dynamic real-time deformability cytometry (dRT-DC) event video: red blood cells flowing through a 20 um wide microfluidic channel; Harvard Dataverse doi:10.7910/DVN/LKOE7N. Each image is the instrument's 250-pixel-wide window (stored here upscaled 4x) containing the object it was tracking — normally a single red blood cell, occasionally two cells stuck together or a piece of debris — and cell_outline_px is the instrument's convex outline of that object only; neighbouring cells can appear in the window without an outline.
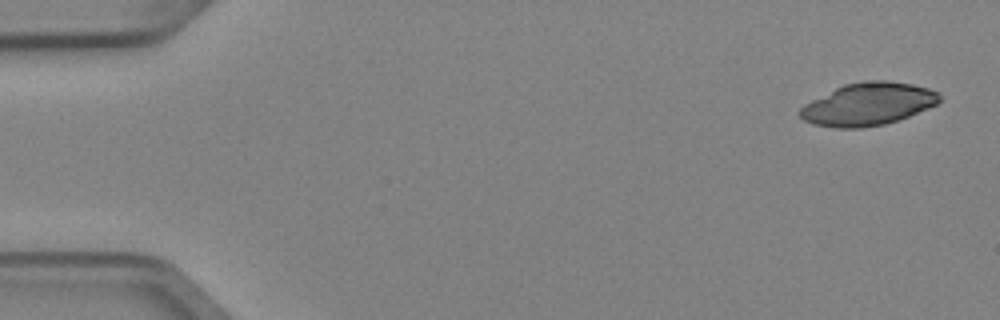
{"species": "Egyptian fruit bat (a non-hibernating species)", "species_latin": "Rousettus aegyptiacus", "temperature_condition": "cold", "stored_images_in_passage": 5, "camera_frame_rate_fps": 3000, "um_per_image_px": 0.085, "animal": {"sex": "female"}, "frame": {"image": 1, "passage_image": 1, "time_ms": 0.0, "image_size_px": [1000, 320], "cell_outline_px": [[940, 100], [936, 104], [928, 108], [908, 116], [884, 124], [860, 128], [836, 128], [812, 124], [804, 120], [800, 116], [800, 108], [804, 104], [844, 84], [864, 80], [884, 80], [912, 84], [928, 88], [940, 92]], "centroid_in_image_um": [73.78, 8.84], "position_along_channel_um": 11.2, "area_um2": 34.45}}